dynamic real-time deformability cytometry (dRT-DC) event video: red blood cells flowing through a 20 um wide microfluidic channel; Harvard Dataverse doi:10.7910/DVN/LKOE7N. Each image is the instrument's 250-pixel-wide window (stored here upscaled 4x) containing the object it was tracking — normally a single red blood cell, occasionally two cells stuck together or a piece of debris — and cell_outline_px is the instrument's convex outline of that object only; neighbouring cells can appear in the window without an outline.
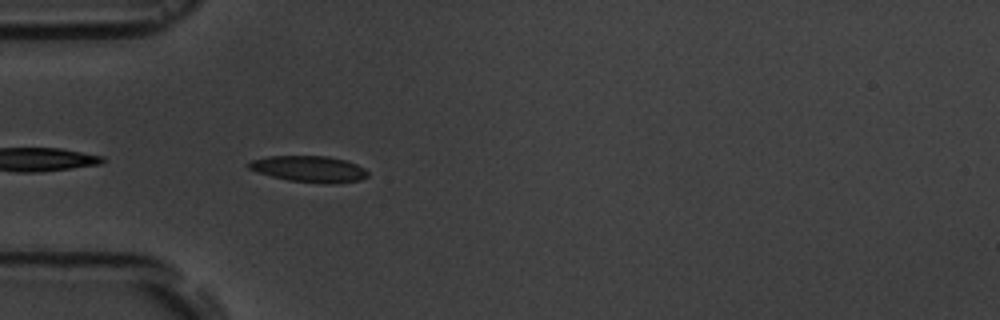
{"species": "common noctule bat (a hibernating species)", "species_latin": "Nyctalus noctula", "temperature_condition": "room temperature", "stored_images_in_passage": 5, "camera_frame_rate_fps": 3000, "um_per_image_px": 0.085, "animal": {"sex": "male", "body_mass_g": 19.5, "forearm_length_mm": 54.6}, "frame": {"image": 1, "passage_image": 5, "time_ms": 4.667, "image_size_px": [1000, 320], "cell_outline_px": [[368, 176], [360, 180], [288, 180], [272, 176], [248, 168], [244, 164], [252, 160], [268, 156], [328, 156], [344, 160], [356, 164], [364, 168], [368, 172]], "centroid_in_image_um": [26.19, 14.29], "position_along_channel_um": 58.8, "area_um2": 17.05}}